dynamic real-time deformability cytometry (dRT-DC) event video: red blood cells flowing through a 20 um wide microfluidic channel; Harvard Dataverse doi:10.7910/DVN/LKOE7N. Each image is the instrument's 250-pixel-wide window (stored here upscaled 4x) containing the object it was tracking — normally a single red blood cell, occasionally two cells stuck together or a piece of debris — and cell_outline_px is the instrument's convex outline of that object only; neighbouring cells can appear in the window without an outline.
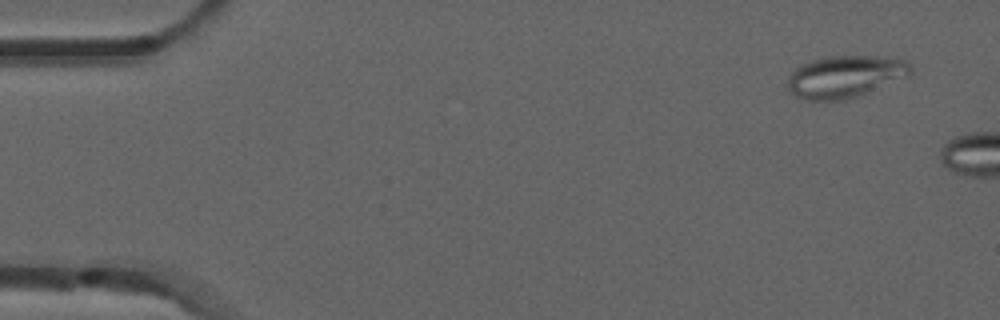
{"species": "common noctule bat (a hibernating species)", "species_latin": "Nyctalus noctula", "temperature_condition": "room temperature", "stored_images_in_passage": 2, "camera_frame_rate_fps": 3000, "um_per_image_px": 0.085, "animal": {"sex": "male", "forearm_length_mm": 52.5}, "frame": {"image": 1, "passage_image": 1, "time_ms": 0.0, "image_size_px": [1000, 320], "cell_outline_px": [[912, 72], [908, 76], [856, 96], [844, 100], [804, 100], [796, 96], [788, 88], [788, 76], [800, 64], [812, 60], [828, 56], [884, 56], [908, 60], [912, 64]], "centroid_in_image_um": [71.85, 6.49], "position_along_channel_um": 13.1, "area_um2": 30.17}}